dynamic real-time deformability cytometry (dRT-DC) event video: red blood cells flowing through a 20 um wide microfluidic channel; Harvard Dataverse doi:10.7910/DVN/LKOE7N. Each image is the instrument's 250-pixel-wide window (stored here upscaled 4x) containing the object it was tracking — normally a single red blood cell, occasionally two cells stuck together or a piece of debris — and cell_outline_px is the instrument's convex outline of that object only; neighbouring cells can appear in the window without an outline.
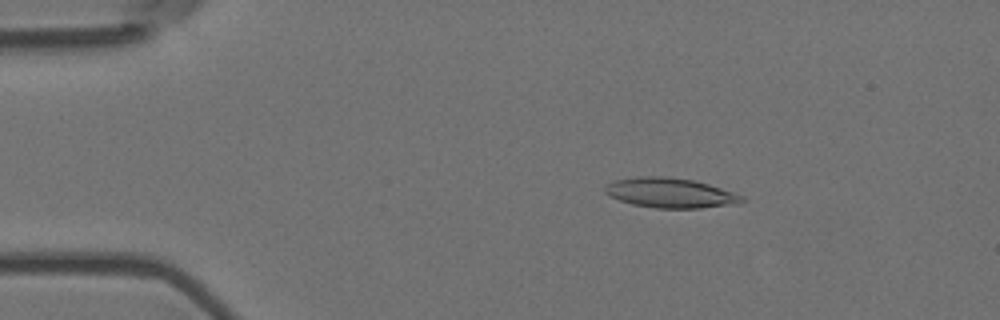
{"species": "Egyptian fruit bat (a non-hibernating species)", "species_latin": "Rousettus aegyptiacus", "temperature_condition": "room temperature", "stored_images_in_passage": 55, "camera_frame_rate_fps": 3000, "um_per_image_px": 0.085, "animal": {"sex": "female"}, "frame": {"image": 1, "passage_image": 9, "time_ms": 2.667, "image_size_px": [1000, 320], "cell_outline_px": [[744, 200], [740, 204], [700, 208], [656, 208], [632, 204], [620, 200], [604, 192], [604, 188], [612, 180], [640, 176], [664, 176], [692, 180], [708, 184], [744, 196]], "centroid_in_image_um": [56.98, 16.4], "position_along_channel_um": 28.0, "area_um2": 23.76}}
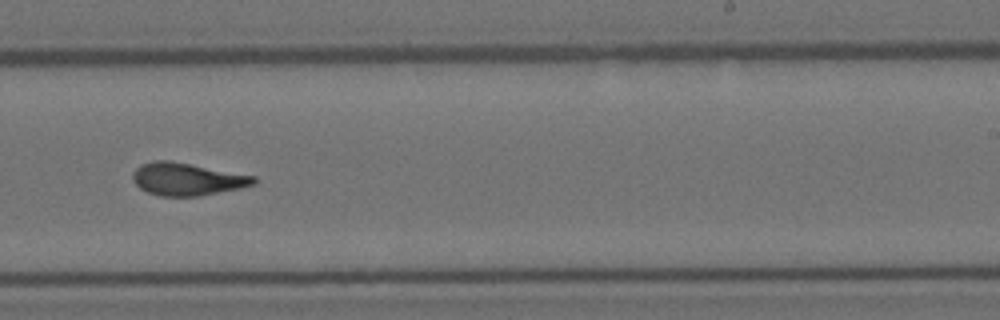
{"frame": {"image": 2, "passage_image": 34, "time_ms": 11.0, "image_size_px": [1000, 320], "cell_outline_px": [[260, 180], [256, 184], [240, 188], [200, 196], [160, 196], [148, 192], [140, 188], [132, 180], [132, 172], [140, 164], [152, 160], [168, 160], [256, 176]], "centroid_in_image_um": [15.91, 15.22], "position_along_channel_um": 273.1, "area_um2": 23.12}}
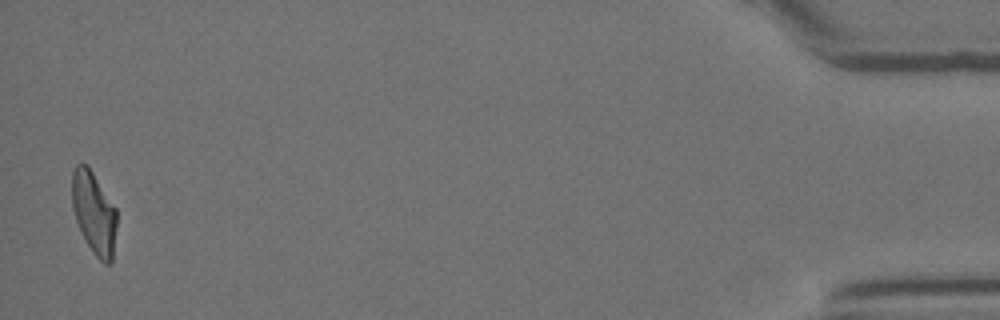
{"frame": {"image": 3, "passage_image": 54, "time_ms": 17.667, "image_size_px": [1000, 320], "cell_outline_px": [[116, 224], [112, 260], [108, 264], [104, 264], [92, 252], [76, 220], [72, 208], [72, 172], [76, 164], [88, 164], [116, 208]], "centroid_in_image_um": [7.98, 18.05], "position_along_channel_um": 427.2, "area_um2": 21.33}, "authors_computed_cell_mechanics": {"area_um2": 22.5998, "velocity_mm_per_s": 3.6653, "shape_relaxation_time_tau1_ms": 9.7911, "shape_relaxation_time_tau2_ms": 2.0492, "deformation_change_tau1": 0.2833, "deformation_change_tau2": 0.1128}}